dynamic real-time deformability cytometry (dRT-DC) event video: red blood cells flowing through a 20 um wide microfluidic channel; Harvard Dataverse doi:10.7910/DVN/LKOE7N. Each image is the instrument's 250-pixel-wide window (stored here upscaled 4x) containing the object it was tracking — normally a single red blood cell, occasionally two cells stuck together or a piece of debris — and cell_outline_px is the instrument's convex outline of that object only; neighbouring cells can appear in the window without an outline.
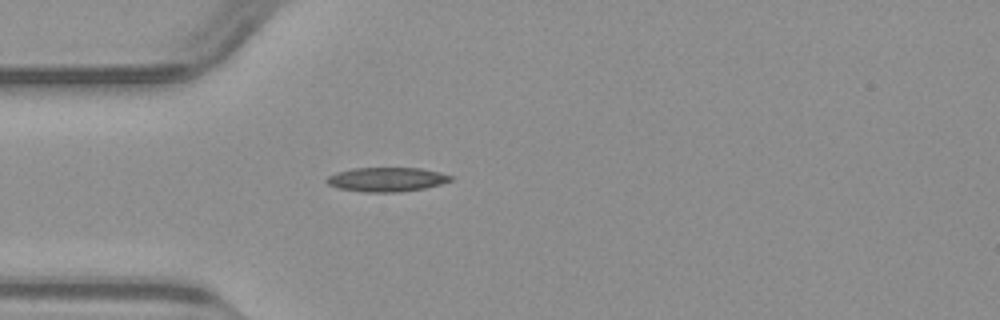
{"species": "common noctule bat (a hibernating species)", "species_latin": "Nyctalus noctula", "temperature_condition": "warm", "stored_images_in_passage": 37, "camera_frame_rate_fps": 3000, "um_per_image_px": 0.085, "animal": {"sex": "male", "body_mass_g": 23.1, "forearm_length_mm": 52.7}, "frame": {"image": 1, "passage_image": 1, "time_ms": 0.0, "image_size_px": [1000, 320], "cell_outline_px": [[452, 180], [440, 184], [424, 188], [400, 192], [364, 192], [340, 188], [328, 184], [324, 180], [328, 176], [336, 172], [352, 168], [420, 168], [440, 172], [452, 176]], "centroid_in_image_um": [32.85, 15.25], "position_along_channel_um": 52.1, "area_um2": 17.46}}
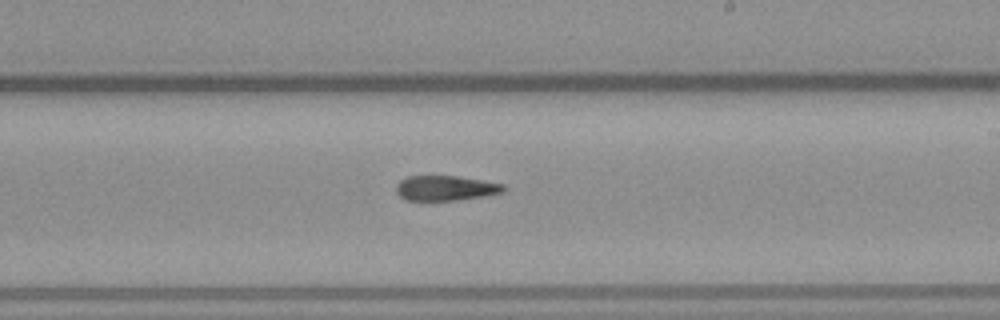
{"frame": {"image": 2, "passage_image": 16, "time_ms": 5.0, "image_size_px": [1000, 320], "cell_outline_px": [[508, 188], [504, 192], [484, 196], [456, 200], [404, 200], [396, 192], [396, 184], [400, 180], [408, 176], [456, 176], [504, 184]], "centroid_in_image_um": [37.88, 15.99], "position_along_channel_um": 251.1, "area_um2": 15.66}}
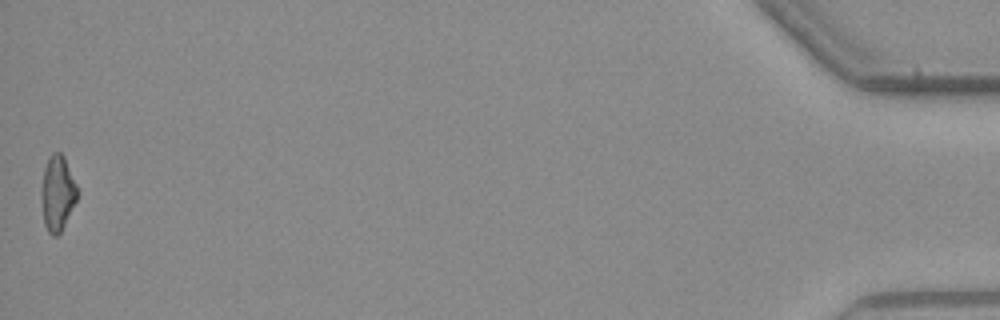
{"frame": {"image": 3, "passage_image": 37, "time_ms": 12.0, "image_size_px": [1000, 320], "cell_outline_px": [[80, 192], [60, 232], [56, 236], [52, 236], [48, 232], [44, 224], [40, 200], [40, 192], [44, 168], [48, 156], [52, 152], [60, 152], [64, 156]], "centroid_in_image_um": [4.87, 16.39], "position_along_channel_um": 430.3, "area_um2": 16.01}}